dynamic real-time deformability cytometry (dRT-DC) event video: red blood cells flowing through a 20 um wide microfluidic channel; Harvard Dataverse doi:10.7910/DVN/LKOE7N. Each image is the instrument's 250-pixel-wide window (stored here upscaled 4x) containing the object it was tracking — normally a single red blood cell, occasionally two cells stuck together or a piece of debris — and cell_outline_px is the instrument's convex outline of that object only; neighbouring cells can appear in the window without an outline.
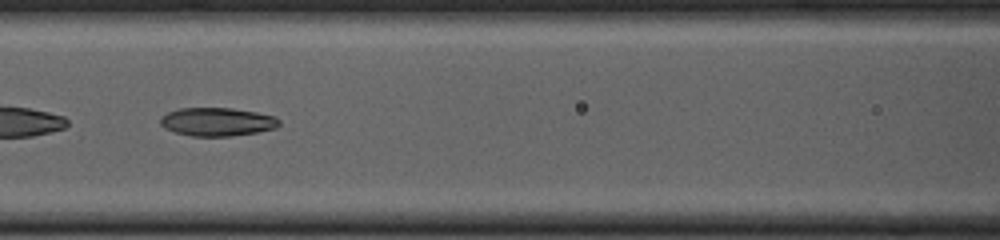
{"species": "common noctule bat (a hibernating species)", "species_latin": "Nyctalus noctula", "temperature_condition": "cold", "stored_images_in_passage": 52, "camera_frame_rate_fps": 3000, "um_per_image_px": 0.085, "animal": {"sex": "female", "body_mass_g": 23.0, "forearm_length_mm": 53.4}, "frame": {"image": 1, "passage_image": 23, "time_ms": 7.333, "image_size_px": [1000, 240], "cell_outline_px": [[280, 124], [276, 128], [256, 132], [232, 136], [192, 136], [176, 132], [164, 128], [160, 124], [160, 116], [168, 112], [180, 108], [232, 108], [256, 112], [276, 116], [280, 120]], "centroid_in_image_um": [18.46, 10.35], "position_along_channel_um": 148.1, "area_um2": 19.71}, "authors_computed_cell_mechanics": {"area_um2": 21.7328, "velocity_mm_per_s": 3.7585, "shape_relaxation_time_tau1_ms": null, "shape_relaxation_time_tau2_ms": 3.5323, "deformation_change_tau1": null, "deformation_change_tau2": 0.0868}}